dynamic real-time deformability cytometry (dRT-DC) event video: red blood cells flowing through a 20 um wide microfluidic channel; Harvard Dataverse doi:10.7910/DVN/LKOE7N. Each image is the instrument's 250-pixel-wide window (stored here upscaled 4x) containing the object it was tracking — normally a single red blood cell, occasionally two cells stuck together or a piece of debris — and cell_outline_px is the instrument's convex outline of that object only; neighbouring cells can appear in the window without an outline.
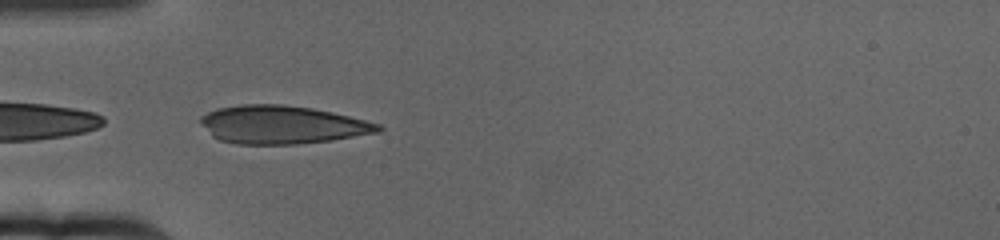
{"species": "human", "species_latin": "Homo sapiens", "temperature_condition": "cold", "stored_images_in_passage": 44, "camera_frame_rate_fps": 3000, "um_per_image_px": 0.085, "donor": {"sex": "female"}, "frame": {"image": 1, "passage_image": 2, "time_ms": 0.333, "image_size_px": [1000, 240], "cell_outline_px": [[384, 128], [380, 132], [332, 140], [296, 144], [236, 144], [220, 140], [212, 136], [200, 124], [200, 116], [216, 108], [240, 104], [280, 104], [312, 108], [332, 112], [380, 124]], "centroid_in_image_um": [23.95, 10.6], "position_along_channel_um": 61.1, "area_um2": 39.59}}
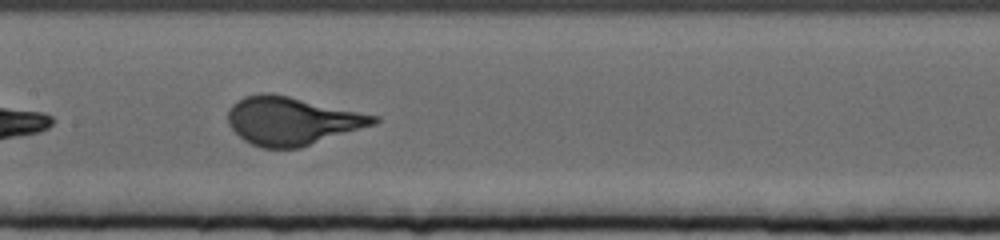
{"frame": {"image": 2, "passage_image": 14, "time_ms": 4.333, "image_size_px": [1000, 240], "cell_outline_px": [[380, 120], [376, 124], [300, 148], [260, 148], [244, 140], [228, 124], [228, 108], [236, 100], [244, 96], [260, 92], [272, 92], [380, 116]], "centroid_in_image_um": [24.81, 10.25], "position_along_channel_um": 182.6, "area_um2": 41.21}}
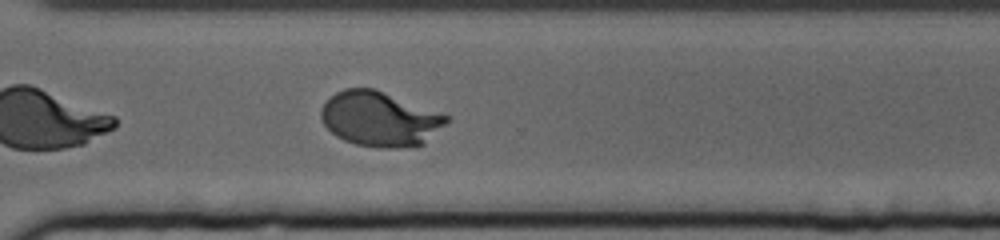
{"frame": {"image": 3, "passage_image": 29, "time_ms": 9.333, "image_size_px": [1000, 240], "cell_outline_px": [[448, 120], [424, 144], [400, 148], [380, 148], [356, 144], [344, 140], [336, 136], [324, 124], [320, 116], [320, 108], [336, 92], [344, 88], [372, 88], [448, 116]], "centroid_in_image_um": [32.23, 10.12], "position_along_channel_um": 338.4, "area_um2": 39.36}, "authors_computed_cell_mechanics": {"area_um2": 40.171, "velocity_mm_per_s": 3.1199, "shape_relaxation_time_tau1_ms": 3.3328, "shape_relaxation_time_tau2_ms": null, "deformation_change_tau1": 0.1903, "deformation_change_tau2": null}}